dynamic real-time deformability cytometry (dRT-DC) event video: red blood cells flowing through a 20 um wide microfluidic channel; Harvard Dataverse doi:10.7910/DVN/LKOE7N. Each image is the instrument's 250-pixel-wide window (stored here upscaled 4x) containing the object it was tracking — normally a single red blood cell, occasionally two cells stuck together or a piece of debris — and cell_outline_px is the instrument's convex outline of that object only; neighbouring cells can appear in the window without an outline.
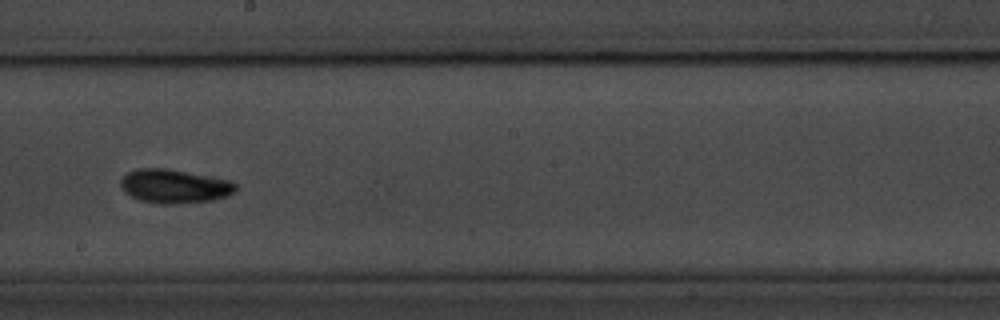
{"species": "common noctule bat (a hibernating species)", "species_latin": "Nyctalus noctula", "temperature_condition": "room temperature", "stored_images_in_passage": 24, "camera_frame_rate_fps": 3000, "um_per_image_px": 0.085, "animal": {"sex": "male", "body_mass_g": 20.1, "forearm_length_mm": 53.5}, "frame": {"image": 1, "passage_image": 17, "time_ms": 5.333, "image_size_px": [1000, 320], "cell_outline_px": [[236, 192], [228, 196], [212, 200], [180, 204], [156, 204], [140, 200], [124, 192], [120, 184], [120, 180], [128, 172], [140, 168], [164, 168], [232, 180], [236, 184]], "centroid_in_image_um": [14.85, 15.84], "position_along_channel_um": 233.4, "area_um2": 22.83}}